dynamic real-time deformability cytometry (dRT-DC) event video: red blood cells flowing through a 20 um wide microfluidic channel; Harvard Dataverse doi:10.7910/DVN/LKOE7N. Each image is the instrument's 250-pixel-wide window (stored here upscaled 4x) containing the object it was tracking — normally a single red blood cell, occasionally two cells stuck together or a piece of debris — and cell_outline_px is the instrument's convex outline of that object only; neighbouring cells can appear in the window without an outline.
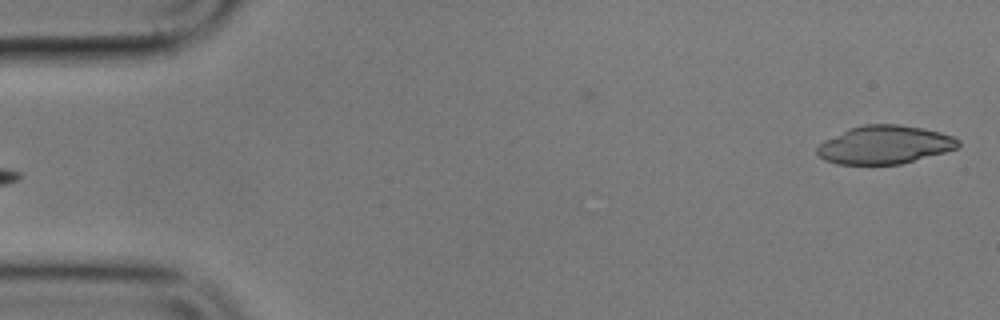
{"species": "common noctule bat (a hibernating species)", "species_latin": "Nyctalus noctula", "temperature_condition": "cold", "stored_images_in_passage": 6, "segment_of_instrument_passage": [2, 2], "camera_frame_rate_fps": 3000, "um_per_image_px": 0.085, "animal": {"sex": "male", "body_mass_g": 17.9}, "frame": {"image": 1, "passage_image": 6, "time_ms": 6.0, "image_size_px": [1000, 320], "cell_outline_px": [[960, 144], [956, 148], [944, 152], [900, 164], [836, 164], [824, 160], [816, 152], [816, 148], [824, 140], [848, 128], [864, 124], [896, 124], [924, 128], [940, 132], [952, 136], [960, 140]], "centroid_in_image_um": [75.17, 12.3], "position_along_channel_um": 9.8, "area_um2": 31.44}}